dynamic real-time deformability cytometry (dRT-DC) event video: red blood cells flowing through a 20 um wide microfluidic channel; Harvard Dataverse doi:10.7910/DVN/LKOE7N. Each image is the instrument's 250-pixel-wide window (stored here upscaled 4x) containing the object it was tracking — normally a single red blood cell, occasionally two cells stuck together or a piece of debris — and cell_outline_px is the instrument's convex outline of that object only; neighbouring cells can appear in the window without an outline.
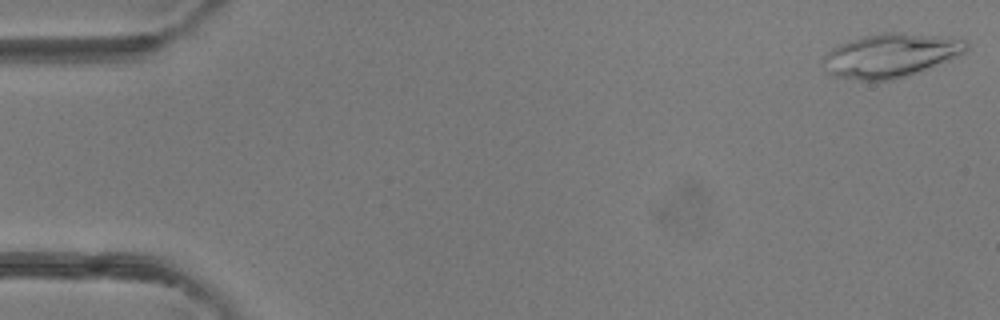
{"species": "common noctule bat (a hibernating species)", "species_latin": "Nyctalus noctula", "temperature_condition": "room temperature", "stored_images_in_passage": 48, "camera_frame_rate_fps": 3000, "um_per_image_px": 0.085, "animal": {"sex": "female"}, "frame": {"image": 1, "passage_image": 1, "time_ms": 0.0, "image_size_px": [1000, 320], "cell_outline_px": [[968, 48], [964, 52], [956, 56], [916, 72], [892, 80], [860, 80], [832, 76], [828, 72], [824, 60], [824, 56], [832, 48], [840, 44], [864, 36], [880, 32], [900, 32], [952, 36], [964, 40], [968, 44]], "centroid_in_image_um": [75.72, 4.68], "position_along_channel_um": 9.3, "area_um2": 36.13}}
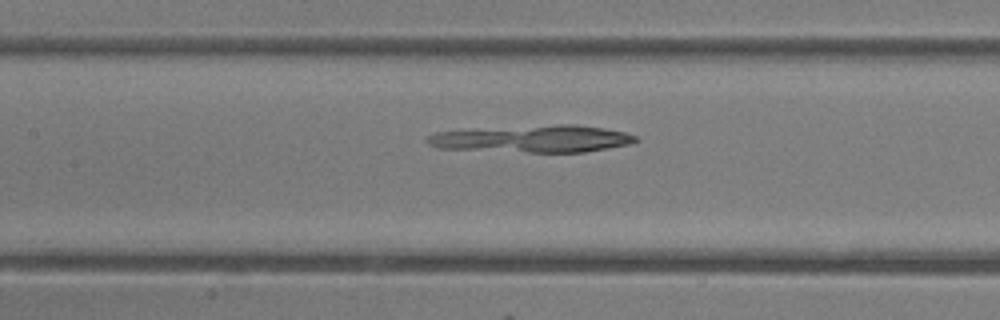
{"frame": {"image": 2, "passage_image": 22, "time_ms": 7.0, "image_size_px": [1000, 320], "cell_outline_px": [[640, 140], [632, 144], [584, 152], [528, 152], [436, 148], [428, 144], [428, 136], [436, 132], [556, 124], [572, 124], [604, 128], [624, 132], [636, 136]], "centroid_in_image_um": [45.36, 11.81], "position_along_channel_um": 162.0, "area_um2": 32.6}}
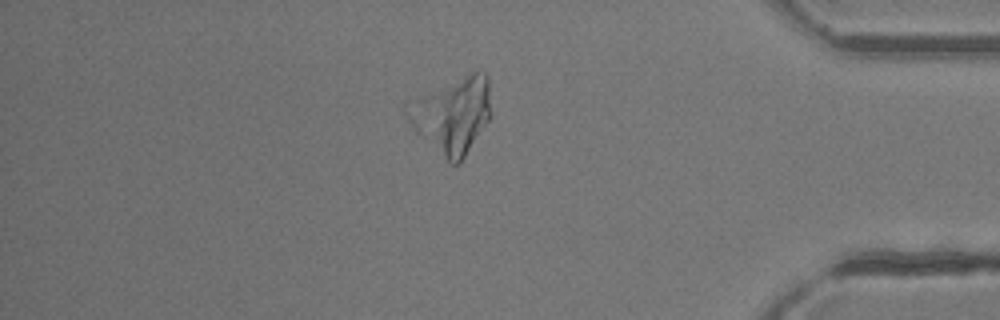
{"frame": {"image": 3, "passage_image": 41, "time_ms": 13.333, "image_size_px": [1000, 320], "cell_outline_px": [[492, 112], [488, 120], [460, 164], [452, 164], [416, 132], [408, 120], [404, 112], [404, 100], [476, 68], [484, 72], [488, 76]], "centroid_in_image_um": [38.42, 9.67], "position_along_channel_um": 396.8, "area_um2": 38.09}}